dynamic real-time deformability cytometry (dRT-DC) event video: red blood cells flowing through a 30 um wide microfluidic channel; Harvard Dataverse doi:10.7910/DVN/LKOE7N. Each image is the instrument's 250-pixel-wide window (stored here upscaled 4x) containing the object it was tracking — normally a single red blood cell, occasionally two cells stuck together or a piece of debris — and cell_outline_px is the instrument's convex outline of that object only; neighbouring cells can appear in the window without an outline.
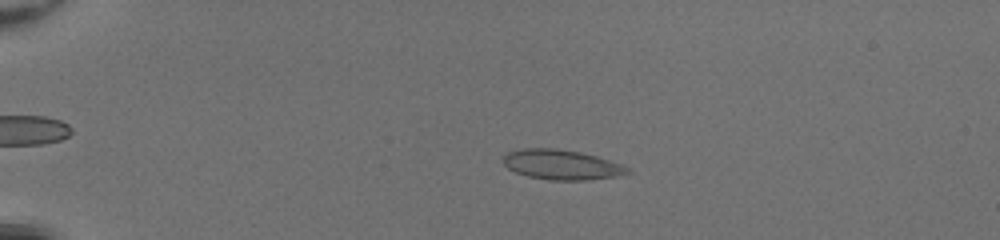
{"species": "common noctule bat (a hibernating species)", "species_latin": "Nyctalus noctula", "temperature_condition": "room temperature", "stored_images_in_passage": 51, "camera_frame_rate_fps": 3000, "um_per_image_px": 0.085, "animal": {"sex": "female", "body_mass_g": 20.0, "forearm_length_mm": 54.0}, "frame": {"image": 1, "passage_image": 13, "time_ms": 4.0, "image_size_px": [1000, 240], "cell_outline_px": [[632, 172], [616, 176], [588, 180], [548, 180], [528, 176], [516, 172], [508, 168], [504, 164], [504, 156], [508, 152], [524, 148], [556, 148], [580, 152], [596, 156], [632, 168]], "centroid_in_image_um": [47.76, 14.0], "position_along_channel_um": 37.2, "area_um2": 21.62}}
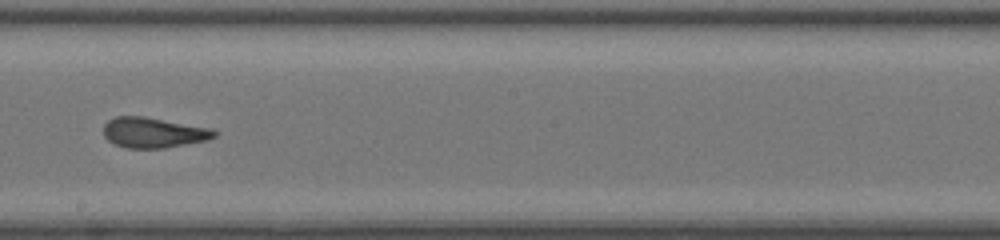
{"frame": {"image": 2, "passage_image": 32, "time_ms": 10.333, "image_size_px": [1000, 240], "cell_outline_px": [[220, 132], [216, 136], [208, 140], [164, 148], [128, 148], [116, 144], [108, 140], [104, 136], [104, 124], [108, 120], [116, 116], [144, 116], [212, 128]], "centroid_in_image_um": [13.08, 11.26], "position_along_channel_um": 235.1, "area_um2": 19.71}}
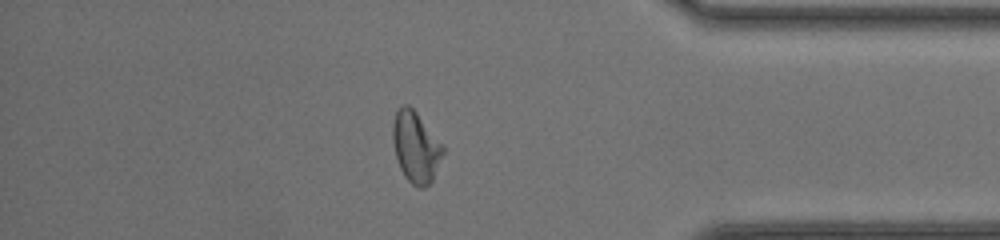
{"frame": {"image": 3, "passage_image": 45, "time_ms": 14.667, "image_size_px": [1000, 240], "cell_outline_px": [[444, 152], [432, 180], [424, 188], [420, 188], [412, 184], [404, 176], [400, 168], [396, 156], [392, 140], [392, 124], [396, 112], [400, 104], [408, 104], [416, 112], [444, 144]], "centroid_in_image_um": [35.34, 12.47], "position_along_channel_um": 399.9, "area_um2": 20.87}, "authors_computed_cell_mechanics": {"area_um2": 20.6924, "velocity_mm_per_s": 4.2372, "shape_relaxation_time_tau1_ms": 7.766, "shape_relaxation_time_tau2_ms": 1.2225, "deformation_change_tau1": 0.1923, "deformation_change_tau2": 0.0698}}